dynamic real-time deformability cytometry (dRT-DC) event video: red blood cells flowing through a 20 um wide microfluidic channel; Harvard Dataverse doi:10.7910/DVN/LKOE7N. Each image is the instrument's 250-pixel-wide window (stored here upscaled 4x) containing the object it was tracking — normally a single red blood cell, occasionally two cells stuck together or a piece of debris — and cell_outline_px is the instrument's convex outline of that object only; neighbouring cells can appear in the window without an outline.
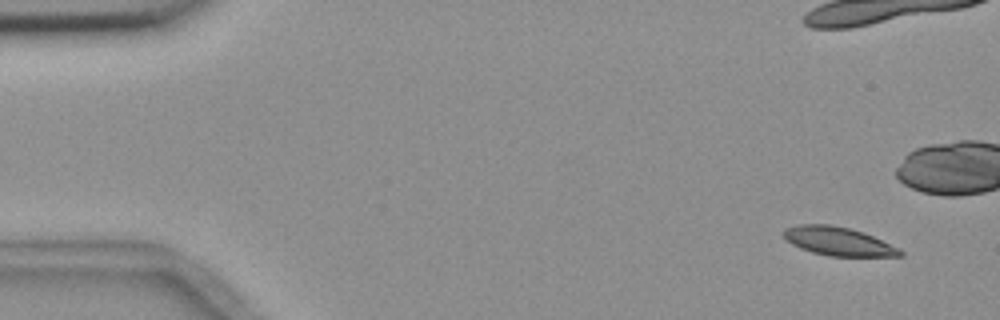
{"species": "common noctule bat (a hibernating species)", "species_latin": "Nyctalus noctula", "temperature_condition": "room temperature", "stored_images_in_passage": 6, "camera_frame_rate_fps": 3000, "um_per_image_px": 0.085, "animal": {"sex": "female", "body_mass_g": 18.4}, "frame": {"image": 1, "passage_image": 1, "time_ms": 0.0, "image_size_px": [1000, 320], "cell_outline_px": [[904, 256], [828, 256], [812, 252], [800, 248], [792, 244], [784, 236], [784, 228], [800, 224], [828, 224], [848, 228], [864, 232], [900, 248], [904, 252]], "centroid_in_image_um": [71.29, 20.51], "position_along_channel_um": 13.7, "area_um2": 19.36}}